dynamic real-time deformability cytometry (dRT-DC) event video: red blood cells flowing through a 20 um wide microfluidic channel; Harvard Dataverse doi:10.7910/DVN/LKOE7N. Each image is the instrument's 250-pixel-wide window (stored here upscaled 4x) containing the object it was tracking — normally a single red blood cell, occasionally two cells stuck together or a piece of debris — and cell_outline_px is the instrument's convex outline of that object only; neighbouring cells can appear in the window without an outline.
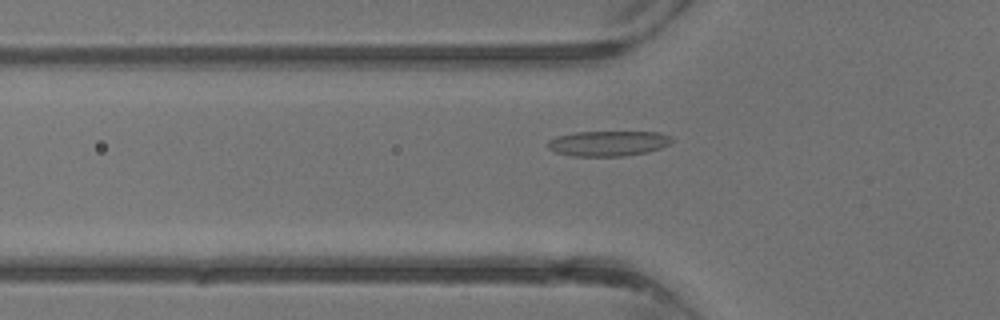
{"species": "common noctule bat (a hibernating species)", "species_latin": "Nyctalus noctula", "temperature_condition": "warm", "stored_images_in_passage": 2, "camera_frame_rate_fps": 3000, "um_per_image_px": 0.085, "animal": {"sex": "male", "body_mass_g": 13.3}, "frame": {"image": 1, "passage_image": 2, "time_ms": 1.333, "image_size_px": [1000, 320], "cell_outline_px": [[672, 140], [668, 144], [660, 148], [648, 152], [624, 156], [572, 156], [556, 152], [548, 148], [548, 140], [556, 136], [576, 132], [660, 132], [672, 136]], "centroid_in_image_um": [51.69, 12.18], "position_along_channel_um": 74.1, "area_um2": 18.26}}